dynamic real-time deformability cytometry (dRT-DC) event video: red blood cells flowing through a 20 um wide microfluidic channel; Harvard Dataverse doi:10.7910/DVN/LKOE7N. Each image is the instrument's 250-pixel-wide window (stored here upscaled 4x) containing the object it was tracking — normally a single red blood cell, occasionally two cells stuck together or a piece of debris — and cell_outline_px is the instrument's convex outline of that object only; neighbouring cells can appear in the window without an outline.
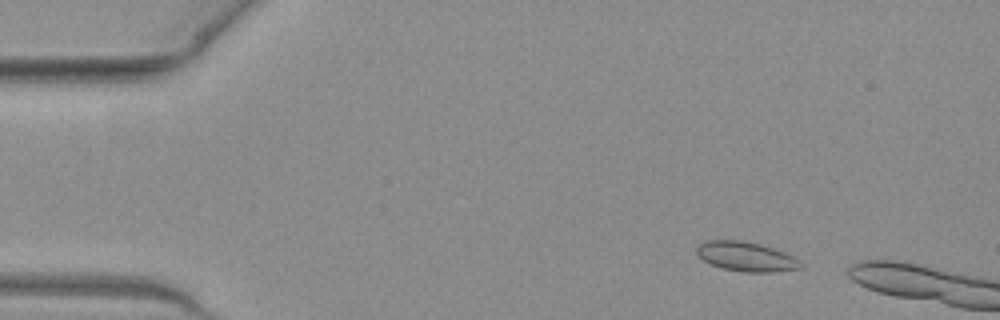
{"species": "common noctule bat (a hibernating species)", "species_latin": "Nyctalus noctula", "temperature_condition": "warm", "stored_images_in_passage": 13, "camera_frame_rate_fps": 3000, "um_per_image_px": 0.085, "animal": {"sex": "female", "body_mass_g": 19.3, "forearm_length_mm": 54.1}, "frame": {"image": 1, "passage_image": 6, "time_ms": 1.667, "image_size_px": [1000, 320], "cell_outline_px": [[804, 268], [776, 272], [744, 272], [720, 268], [704, 260], [696, 252], [696, 248], [704, 240], [740, 240], [760, 244], [784, 252], [792, 256], [804, 264]], "centroid_in_image_um": [63.44, 21.82], "position_along_channel_um": 21.6, "area_um2": 17.92}}